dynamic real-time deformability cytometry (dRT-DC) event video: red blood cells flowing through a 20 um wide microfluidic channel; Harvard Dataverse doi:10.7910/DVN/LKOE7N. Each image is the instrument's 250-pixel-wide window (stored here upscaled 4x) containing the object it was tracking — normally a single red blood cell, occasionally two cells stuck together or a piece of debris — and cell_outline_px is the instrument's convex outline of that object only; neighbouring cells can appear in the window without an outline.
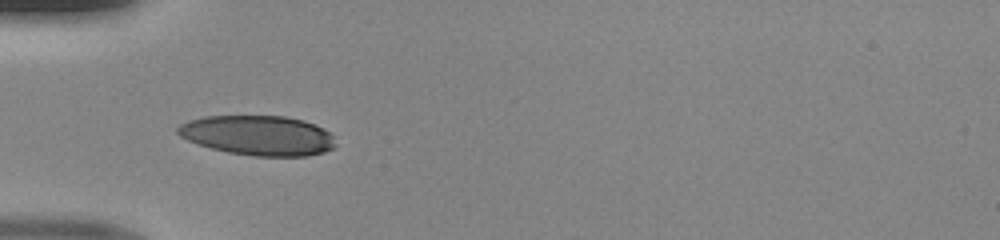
{"species": "human", "species_latin": "Homo sapiens", "temperature_condition": "room temperature", "stored_images_in_passage": 33, "camera_frame_rate_fps": 3000, "um_per_image_px": 0.085, "donor": {"sex": "male"}, "frame": {"image": 1, "passage_image": 1, "time_ms": 0.0, "image_size_px": [1000, 240], "cell_outline_px": [[336, 144], [332, 148], [324, 152], [308, 156], [252, 156], [228, 152], [212, 148], [188, 140], [180, 136], [176, 132], [176, 128], [180, 124], [188, 120], [204, 116], [284, 116], [304, 120], [324, 128], [332, 136]], "centroid_in_image_um": [21.93, 11.5], "position_along_channel_um": 63.1, "area_um2": 36.65}}
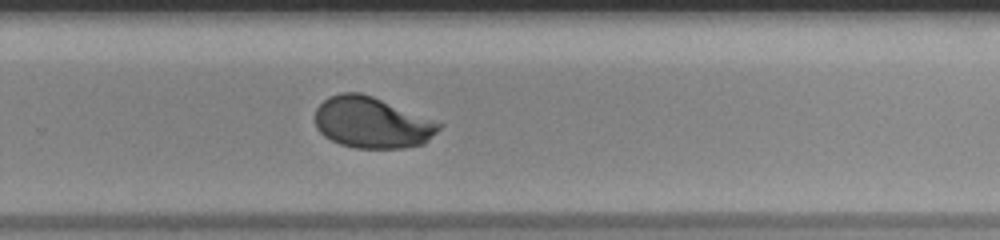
{"frame": {"image": 2, "passage_image": 18, "time_ms": 5.667, "image_size_px": [1000, 240], "cell_outline_px": [[444, 124], [424, 144], [404, 148], [356, 148], [340, 144], [324, 136], [316, 128], [316, 108], [328, 96], [340, 92], [360, 92], [372, 96]], "centroid_in_image_um": [31.6, 10.42], "position_along_channel_um": 298.2, "area_um2": 36.82}}
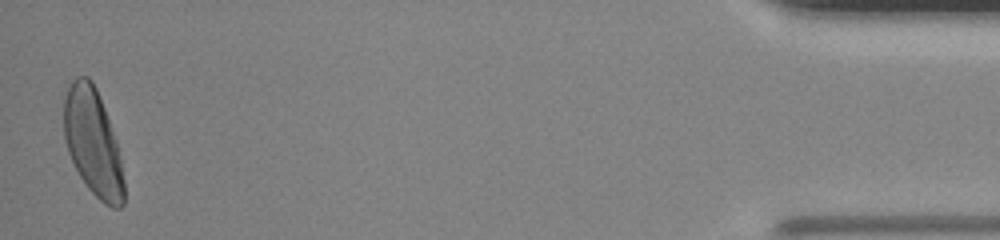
{"frame": {"image": 3, "passage_image": 33, "time_ms": 10.667, "image_size_px": [1000, 240], "cell_outline_px": [[124, 204], [120, 208], [112, 208], [104, 204], [88, 188], [80, 176], [68, 152], [64, 140], [64, 96], [72, 80], [76, 76], [88, 76], [92, 80], [96, 88], [104, 108], [116, 140], [120, 156], [124, 180]], "centroid_in_image_um": [7.89, 12.11], "position_along_channel_um": 427.3, "area_um2": 37.34}}